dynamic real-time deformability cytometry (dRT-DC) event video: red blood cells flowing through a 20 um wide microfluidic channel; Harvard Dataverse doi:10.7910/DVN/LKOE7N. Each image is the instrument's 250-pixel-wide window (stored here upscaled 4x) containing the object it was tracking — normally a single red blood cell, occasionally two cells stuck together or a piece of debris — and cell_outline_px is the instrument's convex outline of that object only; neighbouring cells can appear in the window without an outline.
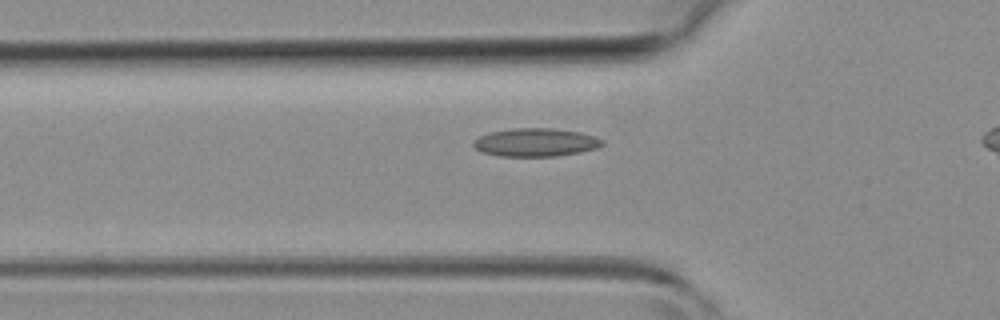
{"species": "common noctule bat (a hibernating species)", "species_latin": "Nyctalus noctula", "temperature_condition": "room temperature", "stored_images_in_passage": 36, "camera_frame_rate_fps": 3000, "um_per_image_px": 0.085, "animal": {"sex": "female", "body_mass_g": 19.3, "forearm_length_mm": 54.1}, "frame": {"image": 1, "passage_image": 12, "time_ms": 3.667, "image_size_px": [1000, 320], "cell_outline_px": [[604, 144], [596, 148], [580, 152], [556, 156], [496, 156], [480, 152], [472, 144], [472, 140], [488, 132], [516, 128], [552, 128], [580, 132], [604, 140]], "centroid_in_image_um": [45.48, 12.1], "position_along_channel_um": 80.3, "area_um2": 21.27}}
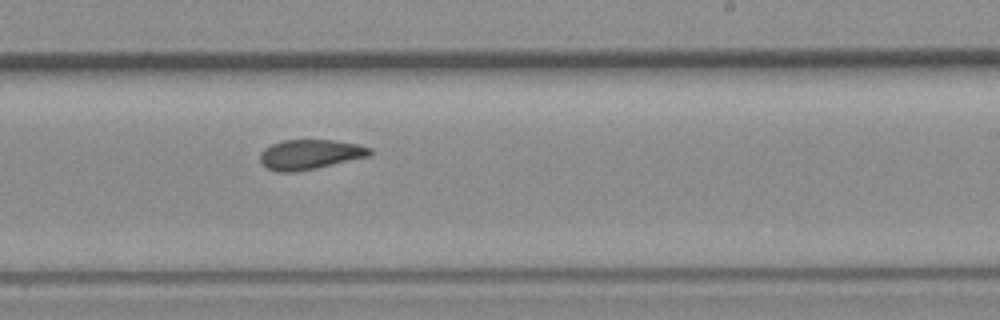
{"frame": {"image": 2, "passage_image": 24, "time_ms": 7.667, "image_size_px": [1000, 320], "cell_outline_px": [[372, 152], [368, 156], [316, 168], [296, 172], [276, 172], [268, 168], [260, 160], [260, 152], [264, 148], [272, 144], [284, 140], [332, 140], [356, 144], [372, 148]], "centroid_in_image_um": [26.32, 13.13], "position_along_channel_um": 262.7, "area_um2": 18.9}}
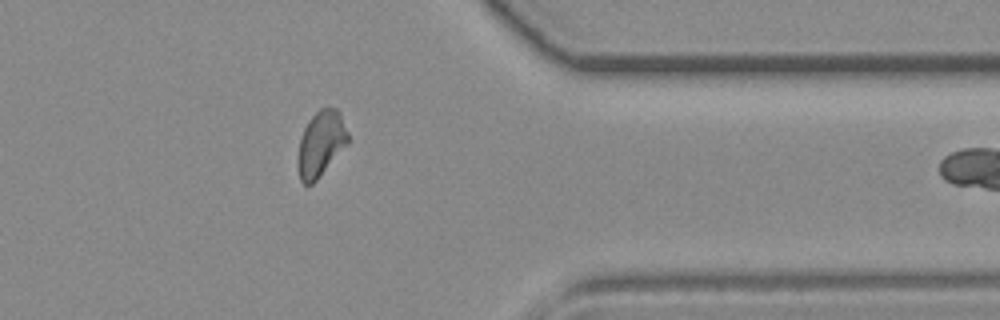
{"frame": {"image": 3, "passage_image": 33, "time_ms": 10.667, "image_size_px": [1000, 320], "cell_outline_px": [[348, 144], [316, 180], [312, 184], [304, 184], [300, 180], [296, 160], [300, 136], [308, 120], [320, 108], [336, 108], [340, 112], [348, 132]], "centroid_in_image_um": [27.25, 12.21], "position_along_channel_um": 384.1, "area_um2": 19.25}}